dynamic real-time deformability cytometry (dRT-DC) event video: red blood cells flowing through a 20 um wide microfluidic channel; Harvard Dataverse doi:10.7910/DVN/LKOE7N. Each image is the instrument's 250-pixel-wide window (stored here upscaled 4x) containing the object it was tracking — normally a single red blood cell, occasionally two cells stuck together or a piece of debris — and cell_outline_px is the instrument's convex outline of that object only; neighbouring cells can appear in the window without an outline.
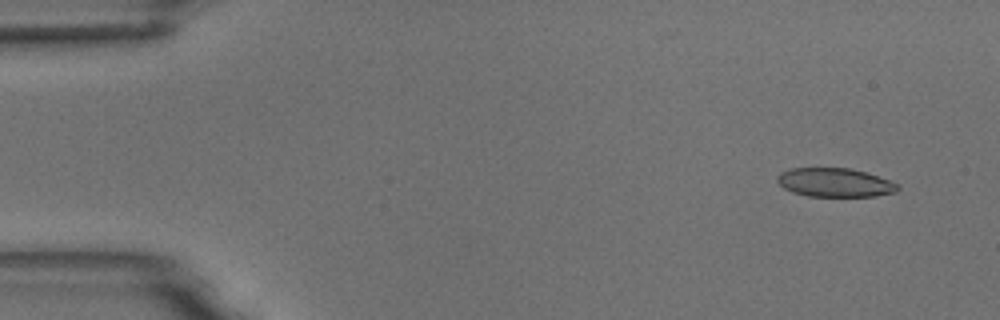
{"species": "common noctule bat (a hibernating species)", "species_latin": "Nyctalus noctula", "temperature_condition": "room temperature", "stored_images_in_passage": 6, "segment_of_instrument_passage": [1, 2], "camera_frame_rate_fps": 3000, "um_per_image_px": 0.085, "animal": {"sex": "male", "body_mass_g": 18.8}, "frame": {"image": 1, "passage_image": 2, "time_ms": 1.0, "image_size_px": [1000, 320], "cell_outline_px": [[900, 188], [896, 192], [876, 196], [808, 196], [792, 192], [784, 188], [776, 180], [776, 176], [780, 172], [792, 168], [848, 168], [864, 172], [900, 184]], "centroid_in_image_um": [70.95, 15.52], "position_along_channel_um": 14.1, "area_um2": 20.17}}
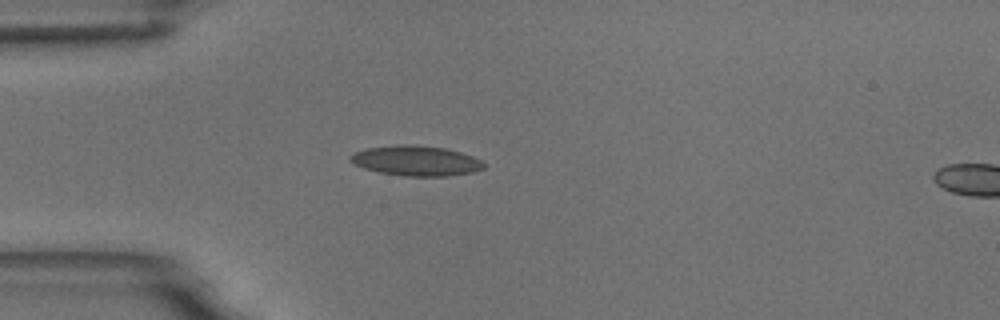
{"frame": {"image": 2, "passage_image": 5, "time_ms": 4.667, "image_size_px": [1000, 320], "cell_outline_px": [[484, 168], [472, 172], [448, 176], [404, 176], [380, 172], [364, 168], [348, 160], [348, 156], [356, 152], [368, 148], [396, 144], [416, 144], [444, 148], [460, 152], [472, 156], [480, 160], [484, 164]], "centroid_in_image_um": [35.35, 13.65], "position_along_channel_um": 49.6, "area_um2": 23.35}}